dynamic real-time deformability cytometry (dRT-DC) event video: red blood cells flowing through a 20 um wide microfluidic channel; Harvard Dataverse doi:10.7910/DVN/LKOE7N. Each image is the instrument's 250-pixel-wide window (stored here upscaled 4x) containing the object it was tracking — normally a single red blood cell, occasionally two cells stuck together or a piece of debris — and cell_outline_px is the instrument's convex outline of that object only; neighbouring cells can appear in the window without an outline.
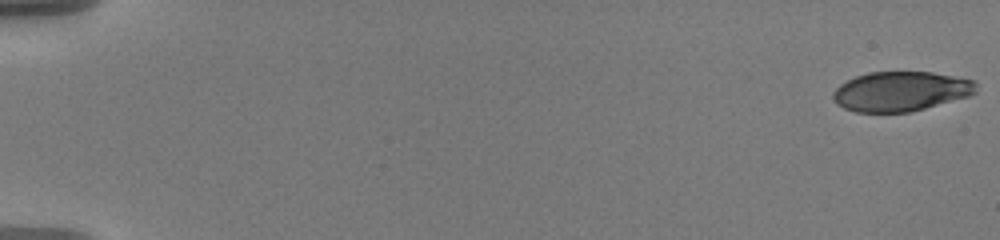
{"species": "human", "species_latin": "Homo sapiens", "temperature_condition": "warm", "stored_images_in_passage": 17, "camera_frame_rate_fps": 3000, "um_per_image_px": 0.085, "donor": {"sex": "male"}, "frame": {"image": 1, "passage_image": 1, "time_ms": 0.0, "image_size_px": [1000, 240], "cell_outline_px": [[976, 92], [968, 96], [924, 108], [908, 112], [856, 112], [844, 108], [836, 104], [832, 96], [832, 92], [840, 84], [856, 76], [868, 72], [932, 72], [976, 80]], "centroid_in_image_um": [76.55, 7.76], "position_along_channel_um": 8.5, "area_um2": 33.0}}
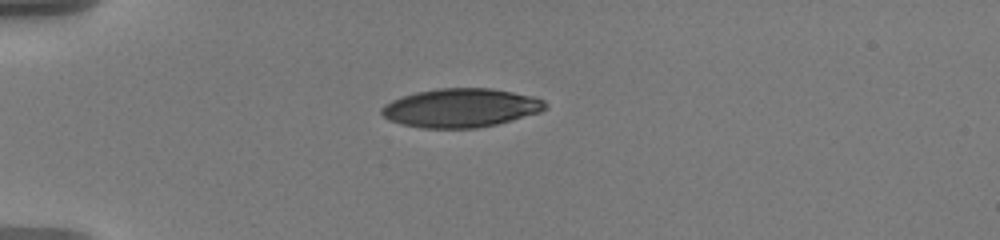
{"frame": {"image": 2, "passage_image": 13, "time_ms": 5.333, "image_size_px": [1000, 240], "cell_outline_px": [[548, 108], [540, 112], [496, 124], [476, 128], [424, 128], [404, 124], [388, 120], [380, 112], [380, 108], [384, 104], [400, 96], [416, 92], [436, 88], [492, 88], [532, 96], [544, 100], [548, 104]], "centroid_in_image_um": [39.16, 9.16], "position_along_channel_um": 45.8, "area_um2": 37.05}}
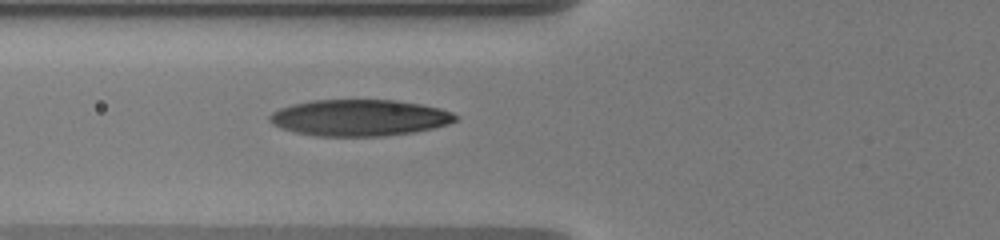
{"frame": {"image": 3, "passage_image": 17, "time_ms": 7.667, "image_size_px": [1000, 240], "cell_outline_px": [[460, 116], [456, 120], [448, 124], [416, 132], [384, 136], [316, 136], [296, 132], [280, 128], [272, 124], [268, 120], [268, 116], [272, 112], [280, 108], [292, 104], [312, 100], [396, 100], [420, 104], [440, 108], [452, 112]], "centroid_in_image_um": [30.55, 10.01], "position_along_channel_um": 95.3, "area_um2": 39.65}}